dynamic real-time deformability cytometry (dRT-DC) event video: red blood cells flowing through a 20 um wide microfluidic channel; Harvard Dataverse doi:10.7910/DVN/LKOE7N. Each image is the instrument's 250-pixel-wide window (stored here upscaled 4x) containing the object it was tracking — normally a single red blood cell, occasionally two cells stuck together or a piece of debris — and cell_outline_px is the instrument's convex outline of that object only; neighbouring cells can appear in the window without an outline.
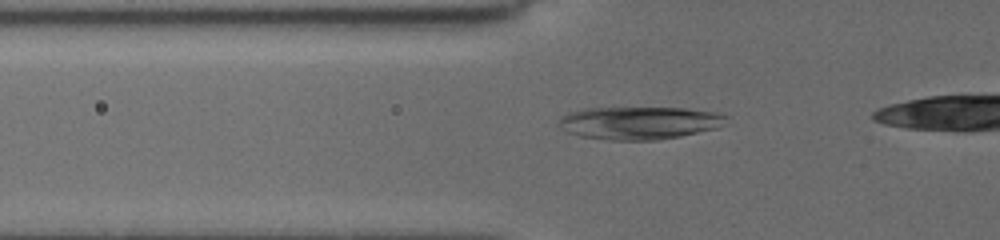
{"species": "common noctule bat (a hibernating species)", "species_latin": "Nyctalus noctula", "temperature_condition": "cold", "stored_images_in_passage": 9, "camera_frame_rate_fps": 3000, "um_per_image_px": 0.085, "animal": {"sex": "female", "body_mass_g": 19.5, "forearm_length_mm": 54.1}, "frame": {"image": 1, "passage_image": 2, "time_ms": 0.333, "image_size_px": [1000, 240], "cell_outline_px": [[728, 116], [716, 128], [680, 136], [656, 140], [608, 140], [580, 136], [568, 132], [560, 128], [560, 116], [568, 112], [584, 108], [688, 108], [716, 112]], "centroid_in_image_um": [54.29, 10.44], "position_along_channel_um": 71.5, "area_um2": 31.85}}
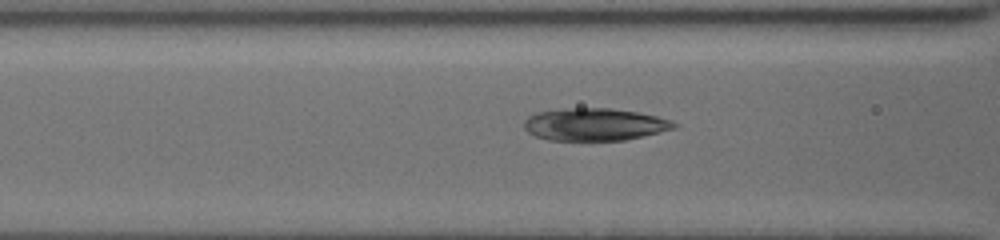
{"frame": {"image": 2, "passage_image": 6, "time_ms": 1.667, "image_size_px": [1000, 240], "cell_outline_px": [[676, 124], [672, 128], [624, 140], [548, 140], [536, 136], [528, 132], [524, 128], [524, 120], [528, 116], [536, 112], [564, 108], [612, 108], [636, 112], [656, 116], [668, 120]], "centroid_in_image_um": [50.43, 10.56], "position_along_channel_um": 116.2, "area_um2": 27.92}}